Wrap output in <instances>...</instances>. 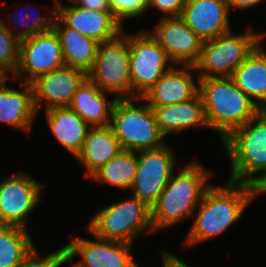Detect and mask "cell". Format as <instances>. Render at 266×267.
<instances>
[{
	"mask_svg": "<svg viewBox=\"0 0 266 267\" xmlns=\"http://www.w3.org/2000/svg\"><path fill=\"white\" fill-rule=\"evenodd\" d=\"M150 34L176 64L194 66L201 54V39L186 25L181 17H161Z\"/></svg>",
	"mask_w": 266,
	"mask_h": 267,
	"instance_id": "obj_14",
	"label": "cell"
},
{
	"mask_svg": "<svg viewBox=\"0 0 266 267\" xmlns=\"http://www.w3.org/2000/svg\"><path fill=\"white\" fill-rule=\"evenodd\" d=\"M183 168L177 175L172 174L157 202L150 208L153 232L195 217V209L211 186L207 184L211 173L197 161Z\"/></svg>",
	"mask_w": 266,
	"mask_h": 267,
	"instance_id": "obj_3",
	"label": "cell"
},
{
	"mask_svg": "<svg viewBox=\"0 0 266 267\" xmlns=\"http://www.w3.org/2000/svg\"><path fill=\"white\" fill-rule=\"evenodd\" d=\"M259 193H264V194L266 193V184L262 189L259 190Z\"/></svg>",
	"mask_w": 266,
	"mask_h": 267,
	"instance_id": "obj_38",
	"label": "cell"
},
{
	"mask_svg": "<svg viewBox=\"0 0 266 267\" xmlns=\"http://www.w3.org/2000/svg\"><path fill=\"white\" fill-rule=\"evenodd\" d=\"M186 0H147L148 8H157L166 18L181 17Z\"/></svg>",
	"mask_w": 266,
	"mask_h": 267,
	"instance_id": "obj_32",
	"label": "cell"
},
{
	"mask_svg": "<svg viewBox=\"0 0 266 267\" xmlns=\"http://www.w3.org/2000/svg\"><path fill=\"white\" fill-rule=\"evenodd\" d=\"M86 79L87 72L69 66L36 77L30 84L37 112L42 100L46 101L45 110L54 107H69L74 94Z\"/></svg>",
	"mask_w": 266,
	"mask_h": 267,
	"instance_id": "obj_15",
	"label": "cell"
},
{
	"mask_svg": "<svg viewBox=\"0 0 266 267\" xmlns=\"http://www.w3.org/2000/svg\"><path fill=\"white\" fill-rule=\"evenodd\" d=\"M85 228L94 237L133 244L138 233H153L151 209L133 196L103 208Z\"/></svg>",
	"mask_w": 266,
	"mask_h": 267,
	"instance_id": "obj_7",
	"label": "cell"
},
{
	"mask_svg": "<svg viewBox=\"0 0 266 267\" xmlns=\"http://www.w3.org/2000/svg\"><path fill=\"white\" fill-rule=\"evenodd\" d=\"M63 24V25H62ZM53 30L58 35L62 47L65 66L88 72L95 63L98 42L66 26L56 16Z\"/></svg>",
	"mask_w": 266,
	"mask_h": 267,
	"instance_id": "obj_25",
	"label": "cell"
},
{
	"mask_svg": "<svg viewBox=\"0 0 266 267\" xmlns=\"http://www.w3.org/2000/svg\"><path fill=\"white\" fill-rule=\"evenodd\" d=\"M9 78V72L2 65H0V83L5 82Z\"/></svg>",
	"mask_w": 266,
	"mask_h": 267,
	"instance_id": "obj_36",
	"label": "cell"
},
{
	"mask_svg": "<svg viewBox=\"0 0 266 267\" xmlns=\"http://www.w3.org/2000/svg\"><path fill=\"white\" fill-rule=\"evenodd\" d=\"M40 184L29 175L14 173L0 182V225L27 229V216L41 200Z\"/></svg>",
	"mask_w": 266,
	"mask_h": 267,
	"instance_id": "obj_12",
	"label": "cell"
},
{
	"mask_svg": "<svg viewBox=\"0 0 266 267\" xmlns=\"http://www.w3.org/2000/svg\"><path fill=\"white\" fill-rule=\"evenodd\" d=\"M53 8H54L53 9L54 11H52V13H50V17L49 18H46L45 15H44V18L43 17H40V14L39 15H35V16L34 15L31 16L27 12L24 15H20L23 18H16L15 19L16 22H15V20H9L10 22H8V23H10V24L13 23L12 24L13 26L11 28L5 24V22H4L5 20H1V21H2L3 25L6 26L7 29L11 33H13V35H15L14 32H17L16 33L17 38H19L20 40H23V39H26V38H30V37H32V36H34L36 34H42V33L49 32V31H51L53 29L54 20H55L54 18L56 17V7H55V5H54ZM52 16H54L53 19H52ZM8 17L11 18V19H13L11 14H8ZM17 19L19 21H22V22L25 21V20H29V22L30 21L31 22L29 24L28 21H27L26 26H25V23L26 22L25 23L24 22L23 23L21 22L22 24H24V26L26 28L25 29H17L16 28L17 27V24H18V22H17L18 20ZM45 19H46V21H45ZM10 29H12V30H10Z\"/></svg>",
	"mask_w": 266,
	"mask_h": 267,
	"instance_id": "obj_28",
	"label": "cell"
},
{
	"mask_svg": "<svg viewBox=\"0 0 266 267\" xmlns=\"http://www.w3.org/2000/svg\"><path fill=\"white\" fill-rule=\"evenodd\" d=\"M162 252V264L163 267H189L187 264H185L182 260H180L179 257H177L174 254H170L167 251L161 250Z\"/></svg>",
	"mask_w": 266,
	"mask_h": 267,
	"instance_id": "obj_34",
	"label": "cell"
},
{
	"mask_svg": "<svg viewBox=\"0 0 266 267\" xmlns=\"http://www.w3.org/2000/svg\"><path fill=\"white\" fill-rule=\"evenodd\" d=\"M132 98H141L173 66L158 41L148 32L129 34ZM138 94V95H137Z\"/></svg>",
	"mask_w": 266,
	"mask_h": 267,
	"instance_id": "obj_9",
	"label": "cell"
},
{
	"mask_svg": "<svg viewBox=\"0 0 266 267\" xmlns=\"http://www.w3.org/2000/svg\"><path fill=\"white\" fill-rule=\"evenodd\" d=\"M129 35L121 32L114 39L98 44L95 63L87 78L117 99L131 98ZM128 96V97H127Z\"/></svg>",
	"mask_w": 266,
	"mask_h": 267,
	"instance_id": "obj_8",
	"label": "cell"
},
{
	"mask_svg": "<svg viewBox=\"0 0 266 267\" xmlns=\"http://www.w3.org/2000/svg\"><path fill=\"white\" fill-rule=\"evenodd\" d=\"M182 66L183 70L173 66L138 99L148 101L149 106H168L194 98L199 93V82L195 83L188 72L192 66Z\"/></svg>",
	"mask_w": 266,
	"mask_h": 267,
	"instance_id": "obj_18",
	"label": "cell"
},
{
	"mask_svg": "<svg viewBox=\"0 0 266 267\" xmlns=\"http://www.w3.org/2000/svg\"><path fill=\"white\" fill-rule=\"evenodd\" d=\"M254 186L229 181L224 187L210 186L198 205V213L185 239L190 246L217 237L237 222L258 195Z\"/></svg>",
	"mask_w": 266,
	"mask_h": 267,
	"instance_id": "obj_1",
	"label": "cell"
},
{
	"mask_svg": "<svg viewBox=\"0 0 266 267\" xmlns=\"http://www.w3.org/2000/svg\"><path fill=\"white\" fill-rule=\"evenodd\" d=\"M224 1L228 9L230 10V8L232 7L240 9L250 8L252 6L257 5L262 0H224Z\"/></svg>",
	"mask_w": 266,
	"mask_h": 267,
	"instance_id": "obj_35",
	"label": "cell"
},
{
	"mask_svg": "<svg viewBox=\"0 0 266 267\" xmlns=\"http://www.w3.org/2000/svg\"><path fill=\"white\" fill-rule=\"evenodd\" d=\"M260 43L231 78L261 110H266V51Z\"/></svg>",
	"mask_w": 266,
	"mask_h": 267,
	"instance_id": "obj_21",
	"label": "cell"
},
{
	"mask_svg": "<svg viewBox=\"0 0 266 267\" xmlns=\"http://www.w3.org/2000/svg\"><path fill=\"white\" fill-rule=\"evenodd\" d=\"M208 127L223 141L232 131L251 121L261 109L231 77L198 79Z\"/></svg>",
	"mask_w": 266,
	"mask_h": 267,
	"instance_id": "obj_2",
	"label": "cell"
},
{
	"mask_svg": "<svg viewBox=\"0 0 266 267\" xmlns=\"http://www.w3.org/2000/svg\"><path fill=\"white\" fill-rule=\"evenodd\" d=\"M71 1L73 4H76L78 0H68V2Z\"/></svg>",
	"mask_w": 266,
	"mask_h": 267,
	"instance_id": "obj_39",
	"label": "cell"
},
{
	"mask_svg": "<svg viewBox=\"0 0 266 267\" xmlns=\"http://www.w3.org/2000/svg\"><path fill=\"white\" fill-rule=\"evenodd\" d=\"M137 172L131 190L134 196L151 208L174 173L173 147L137 152Z\"/></svg>",
	"mask_w": 266,
	"mask_h": 267,
	"instance_id": "obj_10",
	"label": "cell"
},
{
	"mask_svg": "<svg viewBox=\"0 0 266 267\" xmlns=\"http://www.w3.org/2000/svg\"><path fill=\"white\" fill-rule=\"evenodd\" d=\"M65 258V249L51 252L44 258L39 255L36 248L21 262L18 267H57Z\"/></svg>",
	"mask_w": 266,
	"mask_h": 267,
	"instance_id": "obj_31",
	"label": "cell"
},
{
	"mask_svg": "<svg viewBox=\"0 0 266 267\" xmlns=\"http://www.w3.org/2000/svg\"><path fill=\"white\" fill-rule=\"evenodd\" d=\"M130 98L117 99L111 113L110 127L123 150H154L165 145L152 108L134 106Z\"/></svg>",
	"mask_w": 266,
	"mask_h": 267,
	"instance_id": "obj_5",
	"label": "cell"
},
{
	"mask_svg": "<svg viewBox=\"0 0 266 267\" xmlns=\"http://www.w3.org/2000/svg\"><path fill=\"white\" fill-rule=\"evenodd\" d=\"M0 83V121L10 126L30 132L37 110L33 100L30 83H20L22 91L6 87Z\"/></svg>",
	"mask_w": 266,
	"mask_h": 267,
	"instance_id": "obj_22",
	"label": "cell"
},
{
	"mask_svg": "<svg viewBox=\"0 0 266 267\" xmlns=\"http://www.w3.org/2000/svg\"><path fill=\"white\" fill-rule=\"evenodd\" d=\"M223 144L231 157L229 181L262 189L266 184V110L232 131ZM257 173L261 175L254 177Z\"/></svg>",
	"mask_w": 266,
	"mask_h": 267,
	"instance_id": "obj_4",
	"label": "cell"
},
{
	"mask_svg": "<svg viewBox=\"0 0 266 267\" xmlns=\"http://www.w3.org/2000/svg\"><path fill=\"white\" fill-rule=\"evenodd\" d=\"M70 260L65 256L64 260L57 266V267H61L64 263L69 262ZM69 267H76L75 265H71Z\"/></svg>",
	"mask_w": 266,
	"mask_h": 267,
	"instance_id": "obj_37",
	"label": "cell"
},
{
	"mask_svg": "<svg viewBox=\"0 0 266 267\" xmlns=\"http://www.w3.org/2000/svg\"><path fill=\"white\" fill-rule=\"evenodd\" d=\"M229 11L224 0H186L181 18L203 42L231 31Z\"/></svg>",
	"mask_w": 266,
	"mask_h": 267,
	"instance_id": "obj_17",
	"label": "cell"
},
{
	"mask_svg": "<svg viewBox=\"0 0 266 267\" xmlns=\"http://www.w3.org/2000/svg\"><path fill=\"white\" fill-rule=\"evenodd\" d=\"M45 112L46 121L55 139L77 157L91 126L69 107H54Z\"/></svg>",
	"mask_w": 266,
	"mask_h": 267,
	"instance_id": "obj_24",
	"label": "cell"
},
{
	"mask_svg": "<svg viewBox=\"0 0 266 267\" xmlns=\"http://www.w3.org/2000/svg\"><path fill=\"white\" fill-rule=\"evenodd\" d=\"M106 93L87 78L74 94L69 108L91 127L108 126L117 98L114 96L107 102Z\"/></svg>",
	"mask_w": 266,
	"mask_h": 267,
	"instance_id": "obj_23",
	"label": "cell"
},
{
	"mask_svg": "<svg viewBox=\"0 0 266 267\" xmlns=\"http://www.w3.org/2000/svg\"><path fill=\"white\" fill-rule=\"evenodd\" d=\"M137 152L123 150L118 156L110 159L90 178L106 182L117 188L130 189L137 172Z\"/></svg>",
	"mask_w": 266,
	"mask_h": 267,
	"instance_id": "obj_27",
	"label": "cell"
},
{
	"mask_svg": "<svg viewBox=\"0 0 266 267\" xmlns=\"http://www.w3.org/2000/svg\"><path fill=\"white\" fill-rule=\"evenodd\" d=\"M20 39L0 20V65L14 75L19 64Z\"/></svg>",
	"mask_w": 266,
	"mask_h": 267,
	"instance_id": "obj_29",
	"label": "cell"
},
{
	"mask_svg": "<svg viewBox=\"0 0 266 267\" xmlns=\"http://www.w3.org/2000/svg\"><path fill=\"white\" fill-rule=\"evenodd\" d=\"M88 240L76 237L64 246L65 256L72 260L79 255L76 267H132L136 262L130 254L131 243L105 240L95 237Z\"/></svg>",
	"mask_w": 266,
	"mask_h": 267,
	"instance_id": "obj_13",
	"label": "cell"
},
{
	"mask_svg": "<svg viewBox=\"0 0 266 267\" xmlns=\"http://www.w3.org/2000/svg\"><path fill=\"white\" fill-rule=\"evenodd\" d=\"M54 3L56 16L61 22L80 34L95 39L98 43L110 41L123 32V25L111 11H92L76 4L64 6L57 0Z\"/></svg>",
	"mask_w": 266,
	"mask_h": 267,
	"instance_id": "obj_16",
	"label": "cell"
},
{
	"mask_svg": "<svg viewBox=\"0 0 266 267\" xmlns=\"http://www.w3.org/2000/svg\"><path fill=\"white\" fill-rule=\"evenodd\" d=\"M162 134L181 132L194 126L207 127L204 103L200 93L188 101L168 106H150Z\"/></svg>",
	"mask_w": 266,
	"mask_h": 267,
	"instance_id": "obj_19",
	"label": "cell"
},
{
	"mask_svg": "<svg viewBox=\"0 0 266 267\" xmlns=\"http://www.w3.org/2000/svg\"><path fill=\"white\" fill-rule=\"evenodd\" d=\"M64 66L61 43L52 29L20 40L19 64L13 78L30 83L36 77Z\"/></svg>",
	"mask_w": 266,
	"mask_h": 267,
	"instance_id": "obj_11",
	"label": "cell"
},
{
	"mask_svg": "<svg viewBox=\"0 0 266 267\" xmlns=\"http://www.w3.org/2000/svg\"><path fill=\"white\" fill-rule=\"evenodd\" d=\"M265 35L250 32L234 35L229 31L202 42L201 54L192 70L198 71V79L231 77L236 68L256 49Z\"/></svg>",
	"mask_w": 266,
	"mask_h": 267,
	"instance_id": "obj_6",
	"label": "cell"
},
{
	"mask_svg": "<svg viewBox=\"0 0 266 267\" xmlns=\"http://www.w3.org/2000/svg\"><path fill=\"white\" fill-rule=\"evenodd\" d=\"M110 7L121 25L124 19H133L148 10L147 0H110Z\"/></svg>",
	"mask_w": 266,
	"mask_h": 267,
	"instance_id": "obj_30",
	"label": "cell"
},
{
	"mask_svg": "<svg viewBox=\"0 0 266 267\" xmlns=\"http://www.w3.org/2000/svg\"><path fill=\"white\" fill-rule=\"evenodd\" d=\"M122 151L123 148L110 125L90 127L76 158L87 168L84 176L90 178L100 167Z\"/></svg>",
	"mask_w": 266,
	"mask_h": 267,
	"instance_id": "obj_20",
	"label": "cell"
},
{
	"mask_svg": "<svg viewBox=\"0 0 266 267\" xmlns=\"http://www.w3.org/2000/svg\"><path fill=\"white\" fill-rule=\"evenodd\" d=\"M132 267H140L137 263H135Z\"/></svg>",
	"mask_w": 266,
	"mask_h": 267,
	"instance_id": "obj_40",
	"label": "cell"
},
{
	"mask_svg": "<svg viewBox=\"0 0 266 267\" xmlns=\"http://www.w3.org/2000/svg\"><path fill=\"white\" fill-rule=\"evenodd\" d=\"M76 5L92 11H111L110 0H78Z\"/></svg>",
	"mask_w": 266,
	"mask_h": 267,
	"instance_id": "obj_33",
	"label": "cell"
},
{
	"mask_svg": "<svg viewBox=\"0 0 266 267\" xmlns=\"http://www.w3.org/2000/svg\"><path fill=\"white\" fill-rule=\"evenodd\" d=\"M27 230L0 225V267H18L35 248Z\"/></svg>",
	"mask_w": 266,
	"mask_h": 267,
	"instance_id": "obj_26",
	"label": "cell"
}]
</instances>
